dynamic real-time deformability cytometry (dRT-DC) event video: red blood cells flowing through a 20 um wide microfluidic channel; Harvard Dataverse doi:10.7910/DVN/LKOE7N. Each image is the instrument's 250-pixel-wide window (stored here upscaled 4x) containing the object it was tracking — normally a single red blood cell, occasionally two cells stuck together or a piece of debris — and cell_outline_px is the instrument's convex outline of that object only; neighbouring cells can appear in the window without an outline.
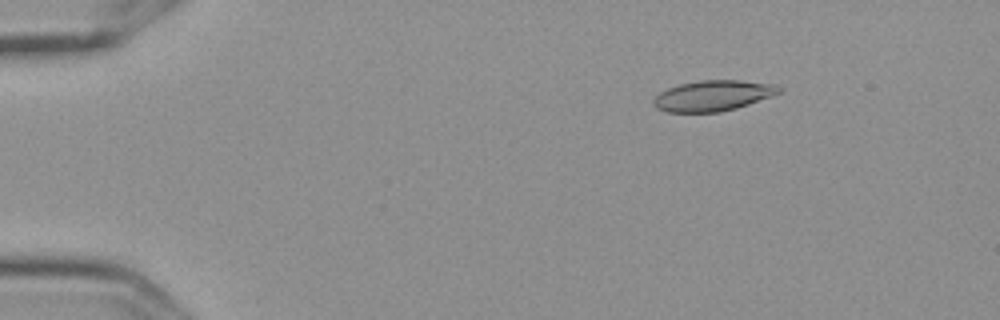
{"species": "Egyptian fruit bat (a non-hibernating species)", "species_latin": "Rousettus aegyptiacus", "temperature_condition": "cold", "stored_images_in_passage": 6, "camera_frame_rate_fps": 3000, "um_per_image_px": 0.085, "frame": {"image": 1, "passage_image": 3, "time_ms": 0.667, "image_size_px": [1000, 320], "cell_outline_px": [[780, 92], [772, 96], [736, 108], [720, 112], [668, 112], [656, 108], [652, 104], [652, 100], [660, 92], [668, 88], [680, 84], [700, 80], [740, 80], [776, 84], [780, 88]], "centroid_in_image_um": [60.58, 8.13], "position_along_channel_um": 24.4, "area_um2": 22.37}}
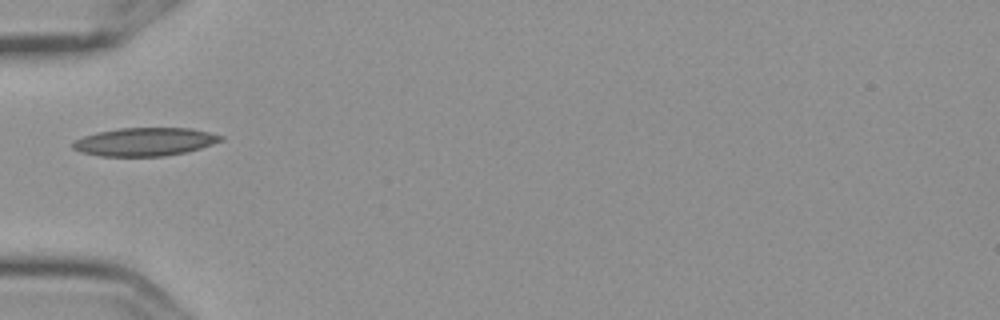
{"frame": {"image": 2, "passage_image": 6, "time_ms": 1.667, "image_size_px": [1000, 320], "cell_outline_px": [[224, 140], [188, 152], [164, 156], [100, 156], [80, 152], [72, 148], [72, 140], [96, 132], [120, 128], [192, 128], [224, 136]], "centroid_in_image_um": [12.3, 12.05], "position_along_channel_um": 72.7, "area_um2": 24.51}}